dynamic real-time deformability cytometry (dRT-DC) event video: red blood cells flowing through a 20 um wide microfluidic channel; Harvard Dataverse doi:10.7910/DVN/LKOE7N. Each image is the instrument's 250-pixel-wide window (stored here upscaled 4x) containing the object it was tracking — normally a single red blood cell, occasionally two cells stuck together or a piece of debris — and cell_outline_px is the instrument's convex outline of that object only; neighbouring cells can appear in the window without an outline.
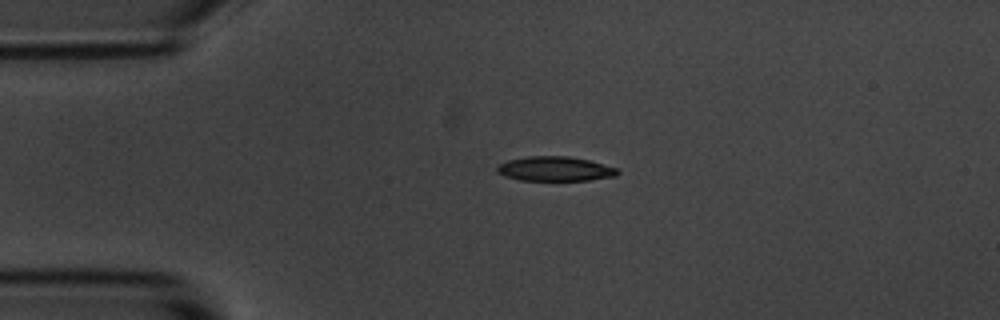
{"species": "common noctule bat (a hibernating species)", "species_latin": "Nyctalus noctula", "temperature_condition": "room temperature", "stored_images_in_passage": 5, "camera_frame_rate_fps": 3000, "um_per_image_px": 0.085, "animal": {"sex": "male", "body_mass_g": 20.1, "forearm_length_mm": 53.5}, "frame": {"image": 1, "passage_image": 4, "time_ms": 3.667, "image_size_px": [1000, 320], "cell_outline_px": [[620, 172], [616, 176], [588, 180], [520, 180], [504, 176], [496, 172], [496, 168], [500, 164], [508, 160], [528, 156], [568, 156], [588, 160], [616, 168]], "centroid_in_image_um": [47.15, 14.35], "position_along_channel_um": 37.8, "area_um2": 17.11}}